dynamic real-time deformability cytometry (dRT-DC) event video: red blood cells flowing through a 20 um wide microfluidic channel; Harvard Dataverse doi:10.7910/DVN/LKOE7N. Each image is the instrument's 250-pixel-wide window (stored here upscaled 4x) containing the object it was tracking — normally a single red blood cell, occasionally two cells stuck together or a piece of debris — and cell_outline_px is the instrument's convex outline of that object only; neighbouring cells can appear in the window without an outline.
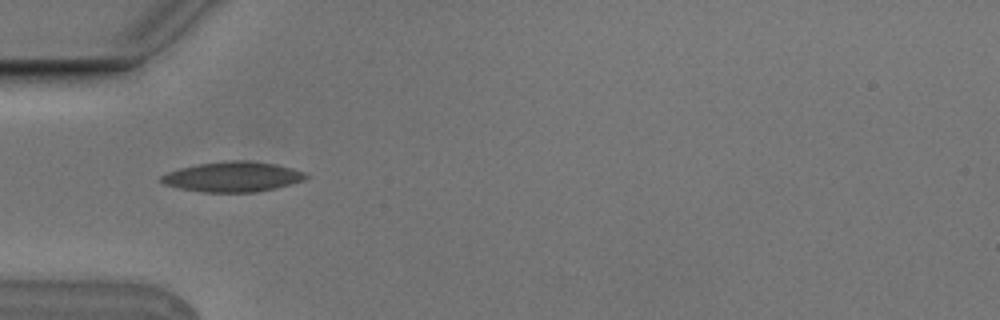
{"species": "Egyptian fruit bat (a non-hibernating species)", "species_latin": "Rousettus aegyptiacus", "temperature_condition": "cold", "stored_images_in_passage": 7, "camera_frame_rate_fps": 3000, "um_per_image_px": 0.085, "animal": {"sex": "male"}, "frame": {"image": 1, "passage_image": 5, "time_ms": 1.333, "image_size_px": [1000, 320], "cell_outline_px": [[308, 176], [304, 180], [256, 192], [204, 192], [180, 188], [164, 184], [160, 180], [160, 176], [168, 172], [180, 168], [200, 164], [232, 160], [248, 160], [276, 164], [292, 168], [304, 172]], "centroid_in_image_um": [19.77, 15.02], "position_along_channel_um": 65.2, "area_um2": 25.03}}
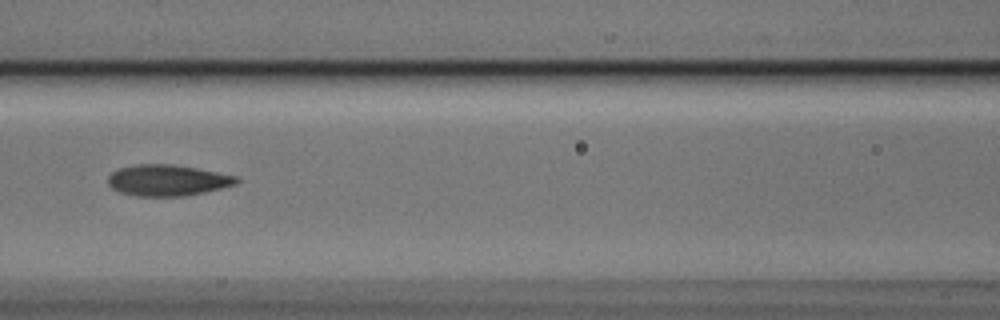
{"frame": {"image": 2, "passage_image": 7, "time_ms": 2.0, "image_size_px": [1000, 320], "cell_outline_px": [[240, 180], [236, 184], [204, 192], [184, 196], [136, 196], [120, 192], [112, 188], [108, 184], [108, 176], [112, 172], [120, 168], [136, 164], [172, 164], [196, 168], [236, 176]], "centroid_in_image_um": [14.21, 15.32], "position_along_channel_um": 152.4, "area_um2": 23.18}}